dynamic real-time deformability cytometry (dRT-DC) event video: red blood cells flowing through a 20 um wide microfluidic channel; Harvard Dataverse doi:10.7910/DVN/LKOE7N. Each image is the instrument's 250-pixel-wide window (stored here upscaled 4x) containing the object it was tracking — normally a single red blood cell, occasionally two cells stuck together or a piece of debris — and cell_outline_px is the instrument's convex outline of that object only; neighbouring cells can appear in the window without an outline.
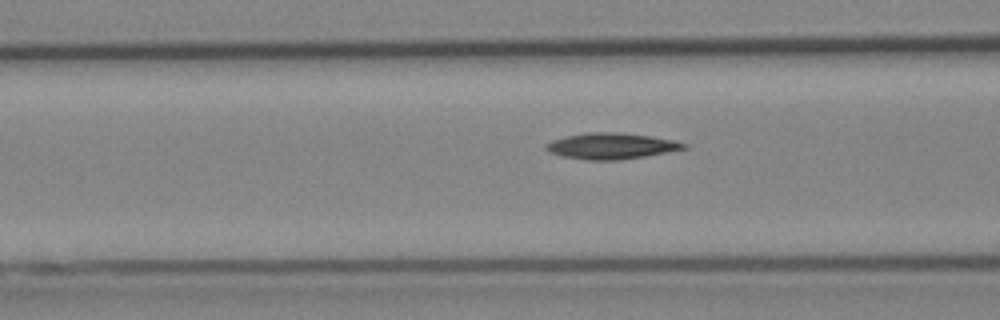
{"species": "Egyptian fruit bat (a non-hibernating species)", "species_latin": "Rousettus aegyptiacus", "temperature_condition": "cold", "stored_images_in_passage": 18, "camera_frame_rate_fps": 3000, "um_per_image_px": 0.085, "animal": {"sex": "female"}, "frame": {"image": 1, "passage_image": 13, "time_ms": 4.0, "image_size_px": [1000, 320], "cell_outline_px": [[688, 148], [668, 152], [620, 160], [584, 160], [564, 156], [548, 152], [544, 148], [544, 144], [552, 140], [564, 136], [584, 132], [616, 132], [652, 136], [672, 140], [688, 144]], "centroid_in_image_um": [51.92, 12.4], "position_along_channel_um": 114.7, "area_um2": 21.1}}